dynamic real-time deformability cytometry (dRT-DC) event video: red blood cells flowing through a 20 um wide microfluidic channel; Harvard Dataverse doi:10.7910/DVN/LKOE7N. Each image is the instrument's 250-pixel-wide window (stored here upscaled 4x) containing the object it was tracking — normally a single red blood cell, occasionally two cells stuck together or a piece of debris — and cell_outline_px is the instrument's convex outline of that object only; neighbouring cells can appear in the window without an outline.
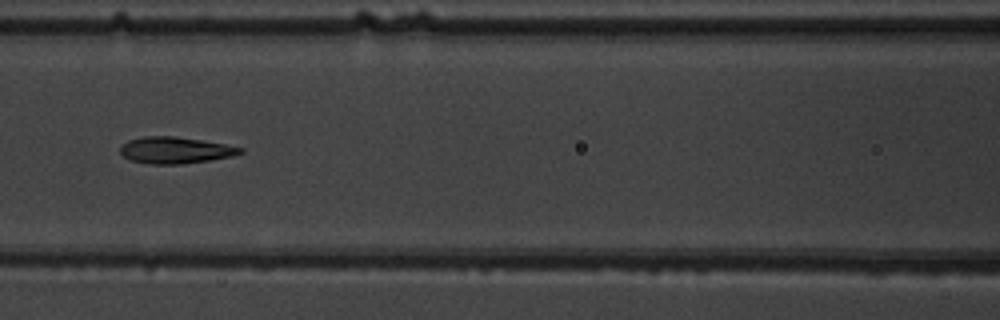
{"species": "common noctule bat (a hibernating species)", "species_latin": "Nyctalus noctula", "temperature_condition": "warm", "stored_images_in_passage": 8, "camera_frame_rate_fps": 3000, "um_per_image_px": 0.085, "animal": {"sex": "male", "body_mass_g": 19.5, "forearm_length_mm": 54.6}, "frame": {"image": 1, "passage_image": 6, "time_ms": 5.333, "image_size_px": [1000, 320], "cell_outline_px": [[244, 152], [232, 156], [184, 164], [152, 164], [128, 160], [120, 152], [120, 144], [128, 140], [144, 136], [176, 136], [224, 144], [244, 148]], "centroid_in_image_um": [14.86, 12.76], "position_along_channel_um": 151.7, "area_um2": 18.61}}
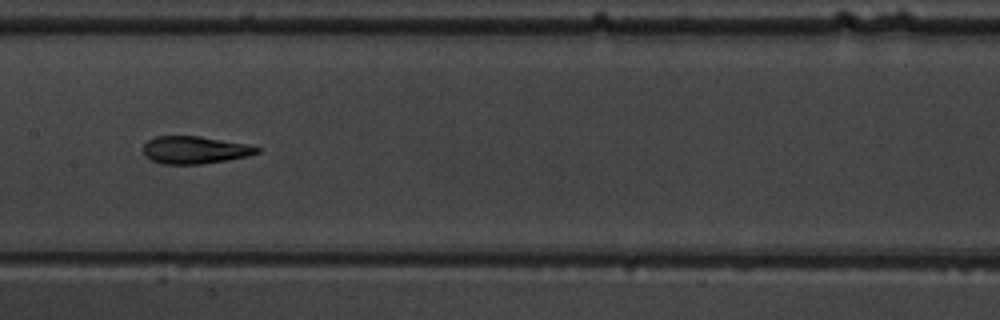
{"frame": {"image": 2, "passage_image": 7, "time_ms": 6.333, "image_size_px": [1000, 320], "cell_outline_px": [[260, 152], [248, 156], [228, 160], [204, 164], [160, 164], [144, 156], [144, 144], [148, 140], [156, 136], [200, 136], [248, 144], [260, 148]], "centroid_in_image_um": [16.56, 12.75], "position_along_channel_um": 190.8, "area_um2": 18.38}}
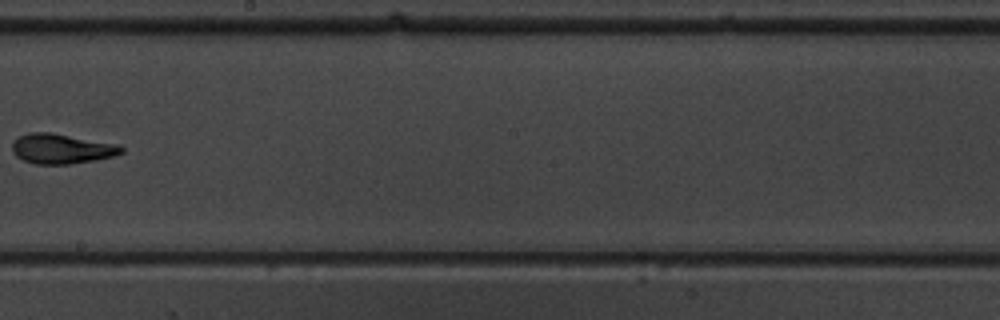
{"frame": {"image": 3, "passage_image": 8, "time_ms": 7.667, "image_size_px": [1000, 320], "cell_outline_px": [[124, 152], [112, 156], [96, 160], [68, 164], [36, 164], [24, 160], [16, 156], [12, 152], [12, 144], [20, 136], [28, 132], [52, 132], [120, 144], [124, 148]], "centroid_in_image_um": [5.27, 12.63], "position_along_channel_um": 242.9, "area_um2": 19.19}}